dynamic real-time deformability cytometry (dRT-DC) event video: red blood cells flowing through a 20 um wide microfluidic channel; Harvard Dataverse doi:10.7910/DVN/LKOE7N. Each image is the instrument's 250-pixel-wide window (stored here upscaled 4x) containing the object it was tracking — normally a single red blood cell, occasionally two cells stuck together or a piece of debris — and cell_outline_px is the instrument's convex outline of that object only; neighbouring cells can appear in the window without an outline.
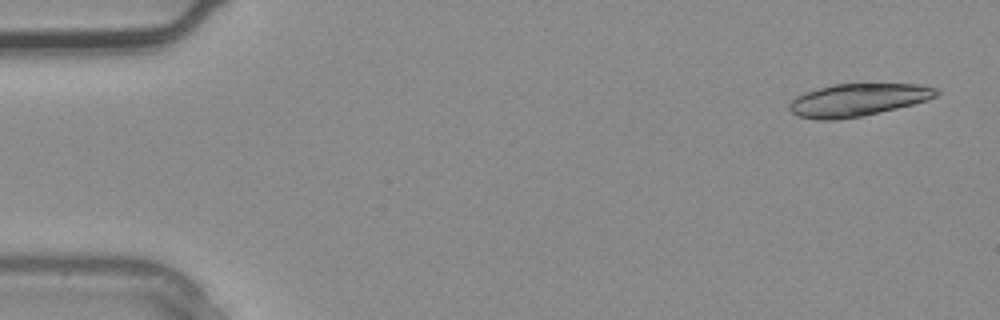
{"species": "common noctule bat (a hibernating species)", "species_latin": "Nyctalus noctula", "temperature_condition": "warm", "stored_images_in_passage": 36, "camera_frame_rate_fps": 3000, "um_per_image_px": 0.085, "animal": {"sex": "male", "body_mass_g": 20.4}, "frame": {"image": 1, "passage_image": 2, "time_ms": 0.333, "image_size_px": [1000, 320], "cell_outline_px": [[940, 92], [936, 96], [928, 100], [896, 108], [860, 116], [836, 120], [816, 120], [796, 116], [788, 108], [788, 104], [796, 96], [804, 92], [832, 84], [920, 84], [936, 88]], "centroid_in_image_um": [72.87, 8.49], "position_along_channel_um": 12.1, "area_um2": 27.92}}
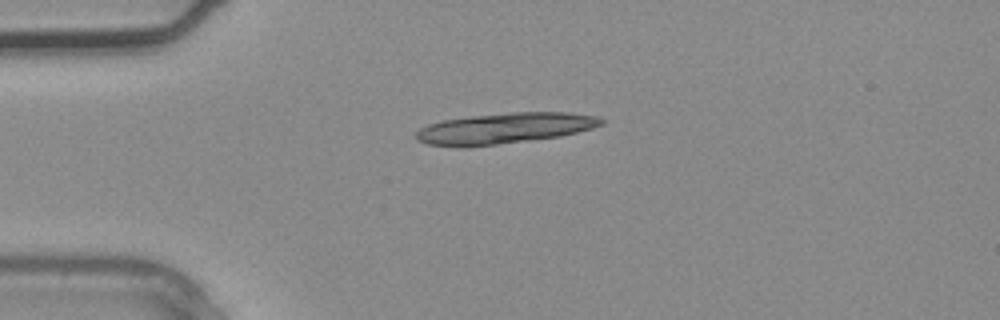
{"frame": {"image": 2, "passage_image": 9, "time_ms": 2.667, "image_size_px": [1000, 320], "cell_outline_px": [[604, 124], [592, 128], [560, 136], [468, 148], [460, 148], [428, 144], [416, 140], [416, 132], [420, 128], [428, 124], [444, 120], [468, 116], [512, 112], [568, 112], [596, 116], [604, 120]], "centroid_in_image_um": [42.84, 10.91], "position_along_channel_um": 42.2, "area_um2": 33.41}}